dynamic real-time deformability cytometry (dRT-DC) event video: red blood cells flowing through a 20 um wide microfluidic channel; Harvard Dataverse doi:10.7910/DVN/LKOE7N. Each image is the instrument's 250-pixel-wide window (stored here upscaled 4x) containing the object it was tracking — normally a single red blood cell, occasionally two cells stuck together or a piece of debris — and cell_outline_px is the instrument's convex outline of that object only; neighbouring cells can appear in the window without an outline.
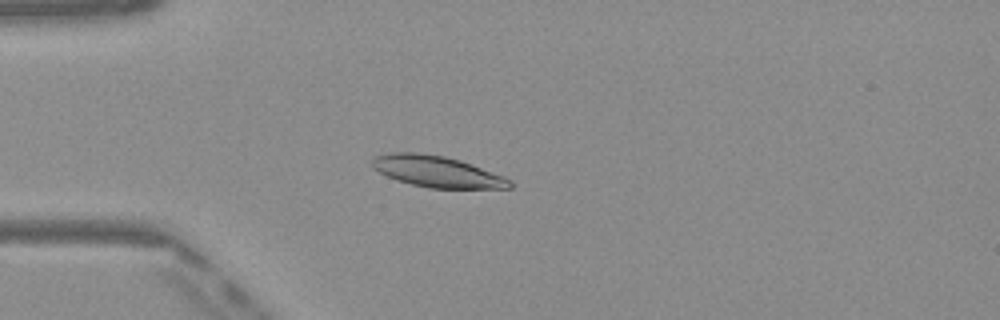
{"species": "Egyptian fruit bat (a non-hibernating species)", "species_latin": "Rousettus aegyptiacus", "temperature_condition": "warm", "stored_images_in_passage": 50, "camera_frame_rate_fps": 3000, "um_per_image_px": 0.085, "frame": {"image": 1, "passage_image": 14, "time_ms": 4.333, "image_size_px": [1000, 320], "cell_outline_px": [[512, 188], [428, 188], [396, 180], [372, 168], [372, 160], [376, 156], [388, 152], [416, 152], [444, 156], [460, 160], [504, 176], [512, 180]], "centroid_in_image_um": [37.14, 14.58], "position_along_channel_um": 47.9, "area_um2": 25.03}}
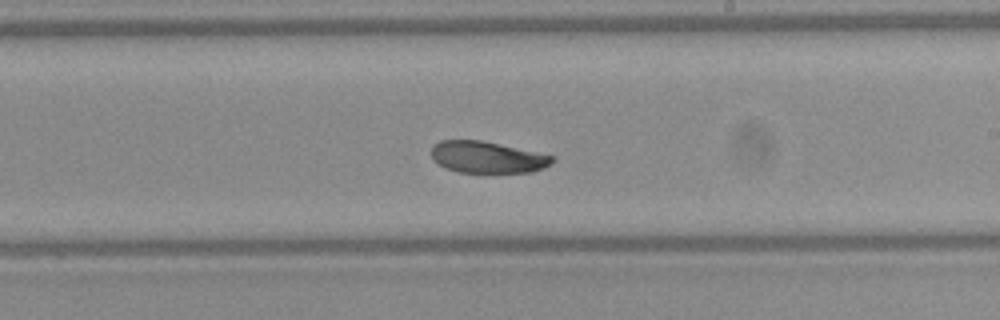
{"frame": {"image": 2, "passage_image": 30, "time_ms": 9.667, "image_size_px": [1000, 320], "cell_outline_px": [[556, 160], [552, 164], [544, 168], [532, 172], [460, 172], [444, 168], [432, 160], [432, 144], [440, 140], [480, 140], [556, 156]], "centroid_in_image_um": [41.43, 13.36], "position_along_channel_um": 247.6, "area_um2": 22.43}}
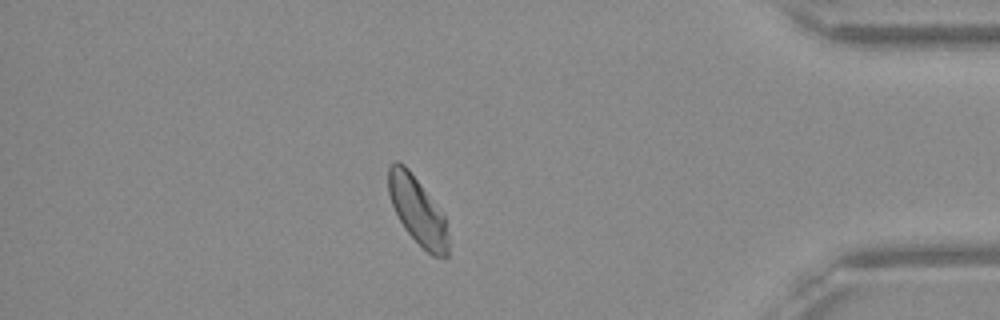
{"frame": {"image": 3, "passage_image": 44, "time_ms": 14.333, "image_size_px": [1000, 320], "cell_outline_px": [[448, 256], [432, 256], [404, 228], [392, 204], [388, 192], [388, 168], [396, 160], [404, 164], [408, 168], [444, 216], [448, 232]], "centroid_in_image_um": [35.48, 17.9], "position_along_channel_um": 399.7, "area_um2": 22.95}, "authors_computed_cell_mechanics": {"area_um2": 24.4205, "velocity_mm_per_s": 4.0476, "shape_relaxation_time_tau1_ms": 3.6345, "shape_relaxation_time_tau2_ms": 2.9033, "deformation_change_tau1": 0.1039, "deformation_change_tau2": 0.0662}}